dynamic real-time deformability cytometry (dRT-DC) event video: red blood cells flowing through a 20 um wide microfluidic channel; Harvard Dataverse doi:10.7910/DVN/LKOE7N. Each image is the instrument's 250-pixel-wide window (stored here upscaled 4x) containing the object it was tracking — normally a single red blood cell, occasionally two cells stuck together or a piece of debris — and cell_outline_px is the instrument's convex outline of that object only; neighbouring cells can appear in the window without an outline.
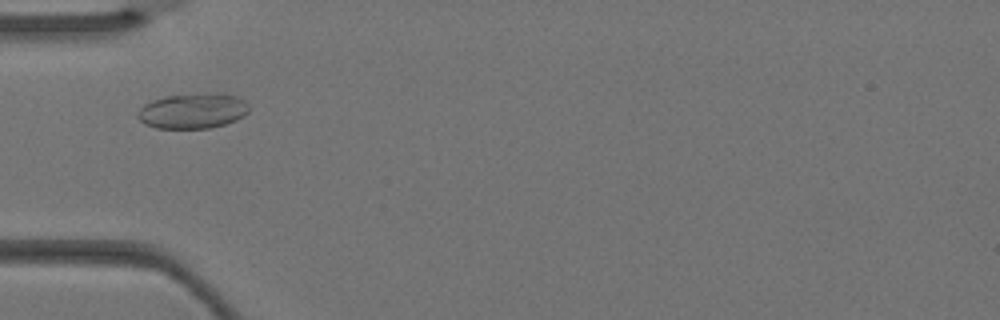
{"species": "Egyptian fruit bat (a non-hibernating species)", "species_latin": "Rousettus aegyptiacus", "temperature_condition": "warm", "stored_images_in_passage": 2, "camera_frame_rate_fps": 3000, "um_per_image_px": 0.085, "animal": {"sex": "female"}, "frame": {"image": 1, "passage_image": 2, "time_ms": 0.333, "image_size_px": [1000, 320], "cell_outline_px": [[248, 112], [244, 116], [236, 120], [224, 124], [208, 128], [156, 128], [144, 124], [136, 116], [136, 112], [144, 104], [152, 100], [168, 96], [216, 92], [220, 92], [236, 96], [244, 100], [248, 104]], "centroid_in_image_um": [16.38, 9.42], "position_along_channel_um": 68.6, "area_um2": 23.0}}